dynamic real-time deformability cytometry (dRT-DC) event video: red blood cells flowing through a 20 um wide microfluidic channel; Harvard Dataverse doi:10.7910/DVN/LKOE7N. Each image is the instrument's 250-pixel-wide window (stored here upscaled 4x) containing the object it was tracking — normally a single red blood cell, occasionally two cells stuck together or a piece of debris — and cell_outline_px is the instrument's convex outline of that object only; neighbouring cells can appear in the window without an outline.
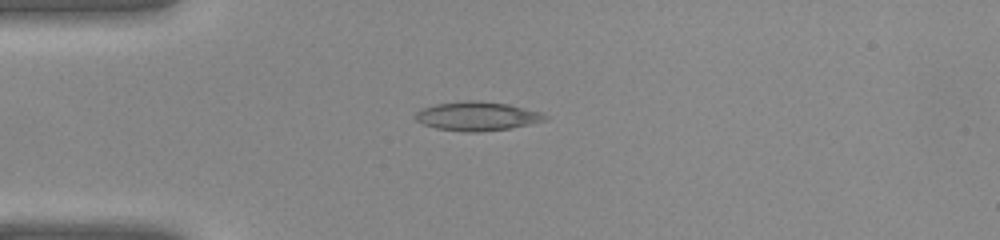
{"species": "common noctule bat (a hibernating species)", "species_latin": "Nyctalus noctula", "temperature_condition": "warm", "stored_images_in_passage": 31, "camera_frame_rate_fps": 3000, "um_per_image_px": 0.085, "animal": {"sex": "female", "body_mass_g": 22.0, "forearm_length_mm": 56.7}, "frame": {"image": 1, "passage_image": 1, "time_ms": 0.0, "image_size_px": [1000, 240], "cell_outline_px": [[548, 120], [512, 128], [480, 132], [468, 132], [436, 128], [424, 124], [416, 120], [416, 112], [420, 108], [436, 104], [468, 100], [476, 100], [508, 104], [540, 112], [548, 116]], "centroid_in_image_um": [40.57, 9.87], "position_along_channel_um": 44.4, "area_um2": 21.85}}
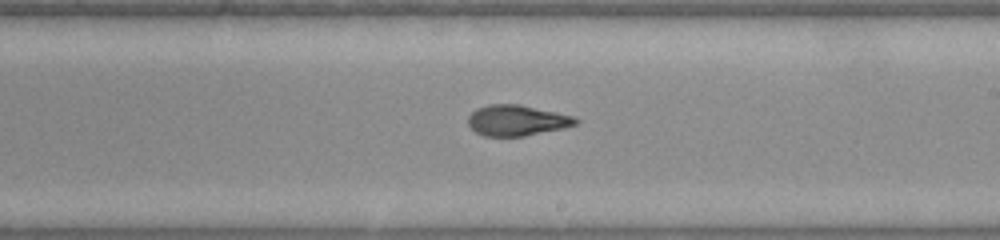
{"frame": {"image": 2, "passage_image": 14, "time_ms": 4.333, "image_size_px": [1000, 240], "cell_outline_px": [[580, 120], [576, 124], [564, 128], [524, 136], [484, 136], [476, 132], [468, 124], [468, 116], [476, 108], [488, 104], [520, 104], [576, 116]], "centroid_in_image_um": [43.95, 10.22], "position_along_channel_um": 245.0, "area_um2": 19.42}}
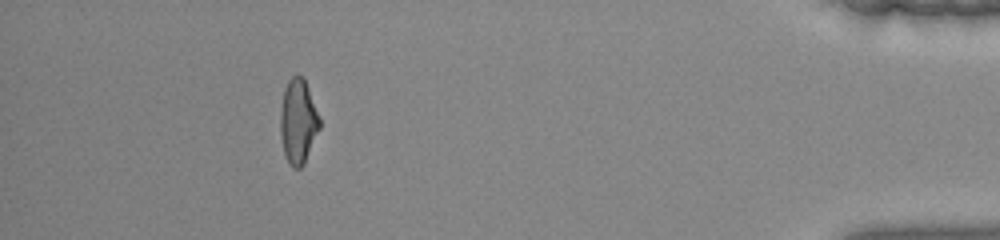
{"frame": {"image": 3, "passage_image": 27, "time_ms": 8.667, "image_size_px": [1000, 240], "cell_outline_px": [[320, 128], [304, 164], [300, 168], [292, 168], [288, 164], [284, 156], [280, 132], [280, 112], [284, 88], [288, 80], [296, 72], [304, 76], [320, 116]], "centroid_in_image_um": [25.34, 10.29], "position_along_channel_um": 409.9, "area_um2": 19.88}}